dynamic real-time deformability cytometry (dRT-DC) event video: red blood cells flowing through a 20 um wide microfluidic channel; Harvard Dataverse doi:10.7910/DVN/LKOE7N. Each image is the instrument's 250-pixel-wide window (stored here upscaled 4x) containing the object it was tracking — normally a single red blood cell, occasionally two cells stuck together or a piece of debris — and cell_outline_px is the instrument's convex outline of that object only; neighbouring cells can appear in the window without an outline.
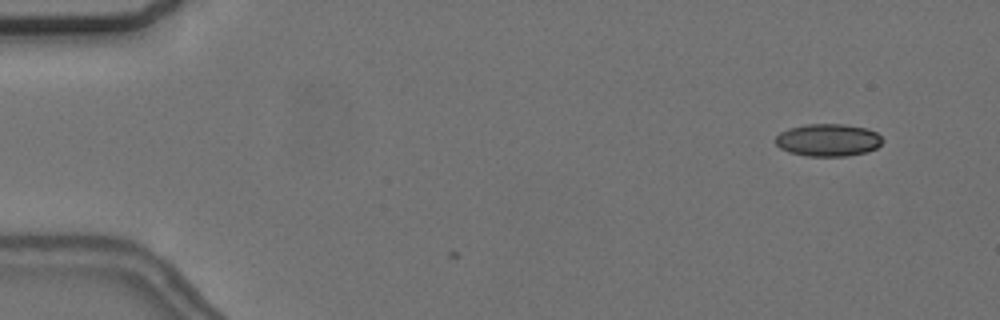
{"species": "common noctule bat (a hibernating species)", "species_latin": "Nyctalus noctula", "temperature_condition": "cold", "stored_images_in_passage": 4, "camera_frame_rate_fps": 3000, "um_per_image_px": 0.085, "animal": {"sex": "female", "body_mass_g": 24.6, "forearm_length_mm": 56.2}, "frame": {"image": 1, "passage_image": 4, "time_ms": 1.0, "image_size_px": [1000, 320], "cell_outline_px": [[884, 140], [876, 148], [868, 152], [848, 156], [808, 156], [788, 152], [780, 148], [776, 144], [776, 136], [780, 132], [788, 128], [804, 124], [844, 124], [868, 128], [876, 132]], "centroid_in_image_um": [70.39, 11.9], "position_along_channel_um": 14.6, "area_um2": 20.46}}